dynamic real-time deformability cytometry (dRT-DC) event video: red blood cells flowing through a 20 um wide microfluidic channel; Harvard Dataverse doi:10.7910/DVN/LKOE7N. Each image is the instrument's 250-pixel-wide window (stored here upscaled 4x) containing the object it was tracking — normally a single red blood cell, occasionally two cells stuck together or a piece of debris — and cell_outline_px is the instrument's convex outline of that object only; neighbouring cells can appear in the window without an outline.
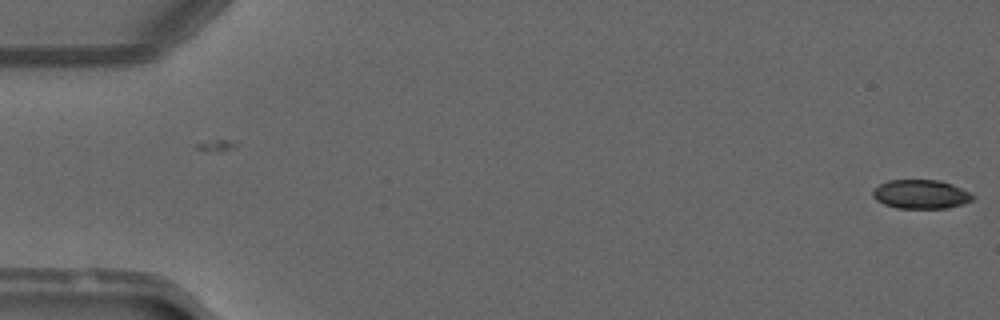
{"species": "common noctule bat (a hibernating species)", "species_latin": "Nyctalus noctula", "temperature_condition": "warm", "stored_images_in_passage": 5, "camera_frame_rate_fps": 3000, "um_per_image_px": 0.085, "animal": {"sex": "male", "forearm_length_mm": 52.5}, "frame": {"image": 1, "passage_image": 5, "time_ms": 1.333, "image_size_px": [1000, 320], "cell_outline_px": [[976, 196], [972, 200], [964, 204], [948, 208], [896, 208], [884, 204], [876, 200], [872, 196], [872, 192], [880, 184], [888, 180], [940, 180], [952, 184]], "centroid_in_image_um": [78.28, 16.51], "position_along_channel_um": 6.7, "area_um2": 16.88}}